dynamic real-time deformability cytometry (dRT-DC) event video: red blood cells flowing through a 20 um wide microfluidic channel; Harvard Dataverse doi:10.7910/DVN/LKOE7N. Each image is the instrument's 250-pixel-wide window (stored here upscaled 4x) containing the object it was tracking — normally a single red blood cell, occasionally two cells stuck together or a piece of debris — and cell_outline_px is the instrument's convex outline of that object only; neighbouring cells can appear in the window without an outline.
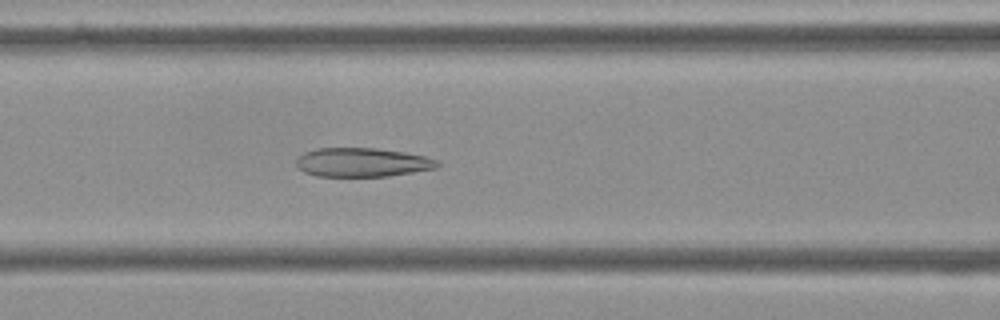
{"species": "Egyptian fruit bat (a non-hibernating species)", "species_latin": "Rousettus aegyptiacus", "temperature_condition": "cold", "stored_images_in_passage": 38, "camera_frame_rate_fps": 3000, "um_per_image_px": 0.085, "frame": {"image": 1, "passage_image": 6, "time_ms": 1.667, "image_size_px": [1000, 320], "cell_outline_px": [[440, 164], [436, 168], [388, 176], [316, 176], [304, 172], [296, 164], [296, 160], [304, 152], [316, 148], [376, 148], [404, 152], [424, 156], [436, 160]], "centroid_in_image_um": [30.77, 13.79], "position_along_channel_um": 135.8, "area_um2": 23.64}}
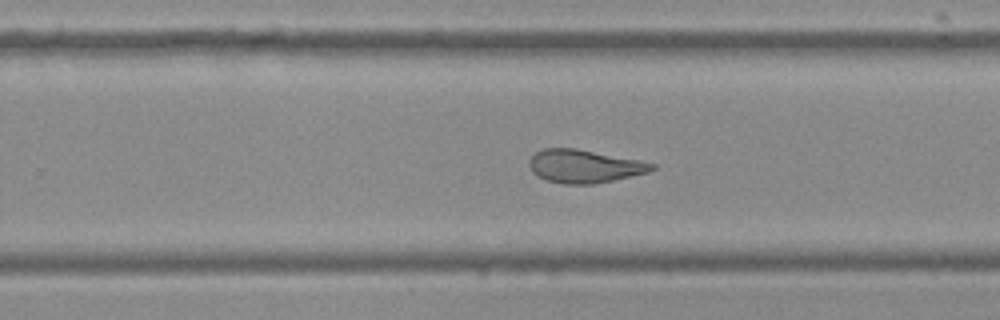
{"frame": {"image": 2, "passage_image": 18, "time_ms": 5.667, "image_size_px": [1000, 320], "cell_outline_px": [[656, 168], [648, 172], [612, 180], [592, 184], [564, 184], [548, 180], [536, 176], [532, 172], [528, 164], [528, 160], [536, 152], [544, 148], [576, 148], [656, 164]], "centroid_in_image_um": [49.61, 14.13], "position_along_channel_um": 280.2, "area_um2": 23.41}}
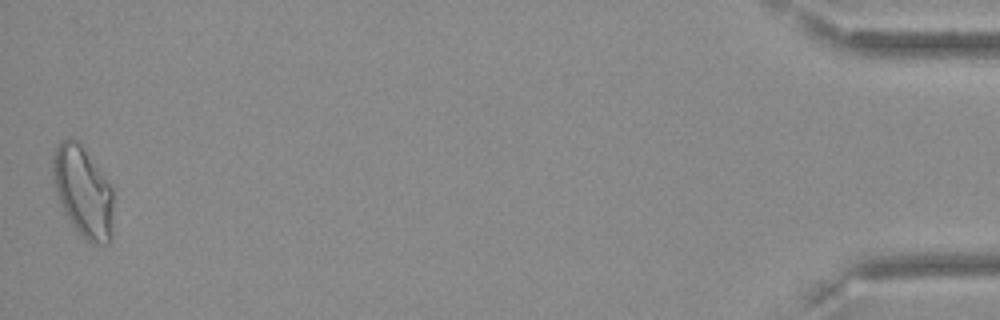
{"frame": {"image": 3, "passage_image": 38, "time_ms": 12.333, "image_size_px": [1000, 320], "cell_outline_px": [[112, 236], [108, 244], [96, 244], [84, 240], [72, 224], [64, 212], [60, 204], [56, 192], [52, 172], [52, 160], [56, 148], [60, 140], [68, 136], [76, 140], [80, 144], [112, 188]], "centroid_in_image_um": [7.04, 16.32], "position_along_channel_um": 428.2, "area_um2": 31.73}}